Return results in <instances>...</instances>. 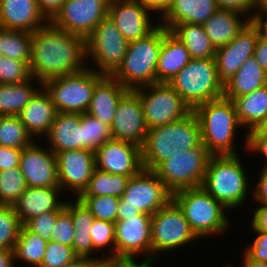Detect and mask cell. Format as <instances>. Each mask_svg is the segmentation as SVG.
<instances>
[{
  "mask_svg": "<svg viewBox=\"0 0 267 267\" xmlns=\"http://www.w3.org/2000/svg\"><path fill=\"white\" fill-rule=\"evenodd\" d=\"M191 59L185 45L164 27V38L156 68V83H169Z\"/></svg>",
  "mask_w": 267,
  "mask_h": 267,
  "instance_id": "27",
  "label": "cell"
},
{
  "mask_svg": "<svg viewBox=\"0 0 267 267\" xmlns=\"http://www.w3.org/2000/svg\"><path fill=\"white\" fill-rule=\"evenodd\" d=\"M197 240L199 238L173 199L151 216V260L156 261L160 252L162 255Z\"/></svg>",
  "mask_w": 267,
  "mask_h": 267,
  "instance_id": "10",
  "label": "cell"
},
{
  "mask_svg": "<svg viewBox=\"0 0 267 267\" xmlns=\"http://www.w3.org/2000/svg\"><path fill=\"white\" fill-rule=\"evenodd\" d=\"M245 146L243 149L249 151L250 153H258L265 159V164L262 168L267 169V135H245Z\"/></svg>",
  "mask_w": 267,
  "mask_h": 267,
  "instance_id": "51",
  "label": "cell"
},
{
  "mask_svg": "<svg viewBox=\"0 0 267 267\" xmlns=\"http://www.w3.org/2000/svg\"><path fill=\"white\" fill-rule=\"evenodd\" d=\"M258 182H256V186L252 188L253 197L256 203H262L267 205V169H260ZM255 188V189H254Z\"/></svg>",
  "mask_w": 267,
  "mask_h": 267,
  "instance_id": "54",
  "label": "cell"
},
{
  "mask_svg": "<svg viewBox=\"0 0 267 267\" xmlns=\"http://www.w3.org/2000/svg\"><path fill=\"white\" fill-rule=\"evenodd\" d=\"M91 267H105L101 262H95Z\"/></svg>",
  "mask_w": 267,
  "mask_h": 267,
  "instance_id": "64",
  "label": "cell"
},
{
  "mask_svg": "<svg viewBox=\"0 0 267 267\" xmlns=\"http://www.w3.org/2000/svg\"><path fill=\"white\" fill-rule=\"evenodd\" d=\"M96 168L132 178L142 169L141 147L126 141L110 140L95 152Z\"/></svg>",
  "mask_w": 267,
  "mask_h": 267,
  "instance_id": "19",
  "label": "cell"
},
{
  "mask_svg": "<svg viewBox=\"0 0 267 267\" xmlns=\"http://www.w3.org/2000/svg\"><path fill=\"white\" fill-rule=\"evenodd\" d=\"M45 138L48 148L55 154L65 150L83 149L80 113L57 112Z\"/></svg>",
  "mask_w": 267,
  "mask_h": 267,
  "instance_id": "24",
  "label": "cell"
},
{
  "mask_svg": "<svg viewBox=\"0 0 267 267\" xmlns=\"http://www.w3.org/2000/svg\"><path fill=\"white\" fill-rule=\"evenodd\" d=\"M236 155H211L202 187L225 208L235 210L244 206L249 197V176ZM247 173V174H246Z\"/></svg>",
  "mask_w": 267,
  "mask_h": 267,
  "instance_id": "3",
  "label": "cell"
},
{
  "mask_svg": "<svg viewBox=\"0 0 267 267\" xmlns=\"http://www.w3.org/2000/svg\"><path fill=\"white\" fill-rule=\"evenodd\" d=\"M49 21L36 0H0V27L33 33Z\"/></svg>",
  "mask_w": 267,
  "mask_h": 267,
  "instance_id": "23",
  "label": "cell"
},
{
  "mask_svg": "<svg viewBox=\"0 0 267 267\" xmlns=\"http://www.w3.org/2000/svg\"><path fill=\"white\" fill-rule=\"evenodd\" d=\"M130 177L111 174L95 168L87 187L79 196H103L110 195L121 197L127 188Z\"/></svg>",
  "mask_w": 267,
  "mask_h": 267,
  "instance_id": "36",
  "label": "cell"
},
{
  "mask_svg": "<svg viewBox=\"0 0 267 267\" xmlns=\"http://www.w3.org/2000/svg\"><path fill=\"white\" fill-rule=\"evenodd\" d=\"M31 43L32 33L0 27V56L30 62Z\"/></svg>",
  "mask_w": 267,
  "mask_h": 267,
  "instance_id": "37",
  "label": "cell"
},
{
  "mask_svg": "<svg viewBox=\"0 0 267 267\" xmlns=\"http://www.w3.org/2000/svg\"><path fill=\"white\" fill-rule=\"evenodd\" d=\"M86 208L93 214L95 219L116 222L119 197L103 196H78Z\"/></svg>",
  "mask_w": 267,
  "mask_h": 267,
  "instance_id": "42",
  "label": "cell"
},
{
  "mask_svg": "<svg viewBox=\"0 0 267 267\" xmlns=\"http://www.w3.org/2000/svg\"><path fill=\"white\" fill-rule=\"evenodd\" d=\"M110 130L113 140L143 145L148 127L140 98L132 90L119 101Z\"/></svg>",
  "mask_w": 267,
  "mask_h": 267,
  "instance_id": "18",
  "label": "cell"
},
{
  "mask_svg": "<svg viewBox=\"0 0 267 267\" xmlns=\"http://www.w3.org/2000/svg\"><path fill=\"white\" fill-rule=\"evenodd\" d=\"M86 39L54 27L50 22L32 33L30 72L44 81L86 66Z\"/></svg>",
  "mask_w": 267,
  "mask_h": 267,
  "instance_id": "1",
  "label": "cell"
},
{
  "mask_svg": "<svg viewBox=\"0 0 267 267\" xmlns=\"http://www.w3.org/2000/svg\"><path fill=\"white\" fill-rule=\"evenodd\" d=\"M96 261L88 257H77L62 267H91Z\"/></svg>",
  "mask_w": 267,
  "mask_h": 267,
  "instance_id": "59",
  "label": "cell"
},
{
  "mask_svg": "<svg viewBox=\"0 0 267 267\" xmlns=\"http://www.w3.org/2000/svg\"><path fill=\"white\" fill-rule=\"evenodd\" d=\"M267 15V0H257L254 20Z\"/></svg>",
  "mask_w": 267,
  "mask_h": 267,
  "instance_id": "61",
  "label": "cell"
},
{
  "mask_svg": "<svg viewBox=\"0 0 267 267\" xmlns=\"http://www.w3.org/2000/svg\"><path fill=\"white\" fill-rule=\"evenodd\" d=\"M193 111L197 106L223 97L214 58H192L168 83Z\"/></svg>",
  "mask_w": 267,
  "mask_h": 267,
  "instance_id": "7",
  "label": "cell"
},
{
  "mask_svg": "<svg viewBox=\"0 0 267 267\" xmlns=\"http://www.w3.org/2000/svg\"><path fill=\"white\" fill-rule=\"evenodd\" d=\"M57 111L49 94L41 87L23 108L18 117L27 132L36 137L46 136L53 124Z\"/></svg>",
  "mask_w": 267,
  "mask_h": 267,
  "instance_id": "26",
  "label": "cell"
},
{
  "mask_svg": "<svg viewBox=\"0 0 267 267\" xmlns=\"http://www.w3.org/2000/svg\"><path fill=\"white\" fill-rule=\"evenodd\" d=\"M137 257H108L100 261L105 267H153L155 260L143 257L142 263L136 261ZM154 263V264H153Z\"/></svg>",
  "mask_w": 267,
  "mask_h": 267,
  "instance_id": "50",
  "label": "cell"
},
{
  "mask_svg": "<svg viewBox=\"0 0 267 267\" xmlns=\"http://www.w3.org/2000/svg\"><path fill=\"white\" fill-rule=\"evenodd\" d=\"M262 30V34L267 38V15L256 20Z\"/></svg>",
  "mask_w": 267,
  "mask_h": 267,
  "instance_id": "63",
  "label": "cell"
},
{
  "mask_svg": "<svg viewBox=\"0 0 267 267\" xmlns=\"http://www.w3.org/2000/svg\"><path fill=\"white\" fill-rule=\"evenodd\" d=\"M201 144L200 124L193 111L176 122L149 128L141 146L143 169L154 171L165 160Z\"/></svg>",
  "mask_w": 267,
  "mask_h": 267,
  "instance_id": "2",
  "label": "cell"
},
{
  "mask_svg": "<svg viewBox=\"0 0 267 267\" xmlns=\"http://www.w3.org/2000/svg\"><path fill=\"white\" fill-rule=\"evenodd\" d=\"M14 250L0 249V267H14Z\"/></svg>",
  "mask_w": 267,
  "mask_h": 267,
  "instance_id": "58",
  "label": "cell"
},
{
  "mask_svg": "<svg viewBox=\"0 0 267 267\" xmlns=\"http://www.w3.org/2000/svg\"><path fill=\"white\" fill-rule=\"evenodd\" d=\"M21 154L22 149L0 146V171L19 167Z\"/></svg>",
  "mask_w": 267,
  "mask_h": 267,
  "instance_id": "52",
  "label": "cell"
},
{
  "mask_svg": "<svg viewBox=\"0 0 267 267\" xmlns=\"http://www.w3.org/2000/svg\"><path fill=\"white\" fill-rule=\"evenodd\" d=\"M21 227L14 207L0 205V249L14 250Z\"/></svg>",
  "mask_w": 267,
  "mask_h": 267,
  "instance_id": "41",
  "label": "cell"
},
{
  "mask_svg": "<svg viewBox=\"0 0 267 267\" xmlns=\"http://www.w3.org/2000/svg\"><path fill=\"white\" fill-rule=\"evenodd\" d=\"M58 183L62 192L77 198L87 187L96 168L95 153L88 149L56 153Z\"/></svg>",
  "mask_w": 267,
  "mask_h": 267,
  "instance_id": "16",
  "label": "cell"
},
{
  "mask_svg": "<svg viewBox=\"0 0 267 267\" xmlns=\"http://www.w3.org/2000/svg\"><path fill=\"white\" fill-rule=\"evenodd\" d=\"M261 33L259 24L251 20L233 40L216 49L214 59L218 80L223 86L229 82L242 64L253 56Z\"/></svg>",
  "mask_w": 267,
  "mask_h": 267,
  "instance_id": "15",
  "label": "cell"
},
{
  "mask_svg": "<svg viewBox=\"0 0 267 267\" xmlns=\"http://www.w3.org/2000/svg\"><path fill=\"white\" fill-rule=\"evenodd\" d=\"M218 10H231L245 14L254 20L257 0H215Z\"/></svg>",
  "mask_w": 267,
  "mask_h": 267,
  "instance_id": "48",
  "label": "cell"
},
{
  "mask_svg": "<svg viewBox=\"0 0 267 267\" xmlns=\"http://www.w3.org/2000/svg\"><path fill=\"white\" fill-rule=\"evenodd\" d=\"M29 63L0 56V84H19L30 80Z\"/></svg>",
  "mask_w": 267,
  "mask_h": 267,
  "instance_id": "44",
  "label": "cell"
},
{
  "mask_svg": "<svg viewBox=\"0 0 267 267\" xmlns=\"http://www.w3.org/2000/svg\"><path fill=\"white\" fill-rule=\"evenodd\" d=\"M250 21L243 13L217 10L203 27L212 45L217 49L233 40Z\"/></svg>",
  "mask_w": 267,
  "mask_h": 267,
  "instance_id": "30",
  "label": "cell"
},
{
  "mask_svg": "<svg viewBox=\"0 0 267 267\" xmlns=\"http://www.w3.org/2000/svg\"><path fill=\"white\" fill-rule=\"evenodd\" d=\"M34 141L18 116H0V146L24 149Z\"/></svg>",
  "mask_w": 267,
  "mask_h": 267,
  "instance_id": "38",
  "label": "cell"
},
{
  "mask_svg": "<svg viewBox=\"0 0 267 267\" xmlns=\"http://www.w3.org/2000/svg\"><path fill=\"white\" fill-rule=\"evenodd\" d=\"M26 188L19 167L0 171V205L13 206Z\"/></svg>",
  "mask_w": 267,
  "mask_h": 267,
  "instance_id": "40",
  "label": "cell"
},
{
  "mask_svg": "<svg viewBox=\"0 0 267 267\" xmlns=\"http://www.w3.org/2000/svg\"><path fill=\"white\" fill-rule=\"evenodd\" d=\"M202 144L211 155H236V133L241 125L232 100L221 97L197 106ZM235 138V139H234Z\"/></svg>",
  "mask_w": 267,
  "mask_h": 267,
  "instance_id": "4",
  "label": "cell"
},
{
  "mask_svg": "<svg viewBox=\"0 0 267 267\" xmlns=\"http://www.w3.org/2000/svg\"><path fill=\"white\" fill-rule=\"evenodd\" d=\"M62 193L60 187H27L13 205L21 224L50 211H63L67 199Z\"/></svg>",
  "mask_w": 267,
  "mask_h": 267,
  "instance_id": "22",
  "label": "cell"
},
{
  "mask_svg": "<svg viewBox=\"0 0 267 267\" xmlns=\"http://www.w3.org/2000/svg\"><path fill=\"white\" fill-rule=\"evenodd\" d=\"M132 91L140 98L148 129L176 122L192 112L168 83H154Z\"/></svg>",
  "mask_w": 267,
  "mask_h": 267,
  "instance_id": "13",
  "label": "cell"
},
{
  "mask_svg": "<svg viewBox=\"0 0 267 267\" xmlns=\"http://www.w3.org/2000/svg\"><path fill=\"white\" fill-rule=\"evenodd\" d=\"M252 212L253 218L250 222L251 230L256 229L260 232L267 233V205L258 203L256 209Z\"/></svg>",
  "mask_w": 267,
  "mask_h": 267,
  "instance_id": "53",
  "label": "cell"
},
{
  "mask_svg": "<svg viewBox=\"0 0 267 267\" xmlns=\"http://www.w3.org/2000/svg\"><path fill=\"white\" fill-rule=\"evenodd\" d=\"M232 101L241 128L246 127L248 133L267 116V85Z\"/></svg>",
  "mask_w": 267,
  "mask_h": 267,
  "instance_id": "32",
  "label": "cell"
},
{
  "mask_svg": "<svg viewBox=\"0 0 267 267\" xmlns=\"http://www.w3.org/2000/svg\"><path fill=\"white\" fill-rule=\"evenodd\" d=\"M172 199L182 210L195 235L202 240L222 235L233 227L227 219V208L211 196L203 187L179 190Z\"/></svg>",
  "mask_w": 267,
  "mask_h": 267,
  "instance_id": "6",
  "label": "cell"
},
{
  "mask_svg": "<svg viewBox=\"0 0 267 267\" xmlns=\"http://www.w3.org/2000/svg\"><path fill=\"white\" fill-rule=\"evenodd\" d=\"M128 91L112 75H104L95 85L87 113L111 127L119 101Z\"/></svg>",
  "mask_w": 267,
  "mask_h": 267,
  "instance_id": "25",
  "label": "cell"
},
{
  "mask_svg": "<svg viewBox=\"0 0 267 267\" xmlns=\"http://www.w3.org/2000/svg\"><path fill=\"white\" fill-rule=\"evenodd\" d=\"M267 85V71L249 57L223 86V97L229 100L241 97Z\"/></svg>",
  "mask_w": 267,
  "mask_h": 267,
  "instance_id": "31",
  "label": "cell"
},
{
  "mask_svg": "<svg viewBox=\"0 0 267 267\" xmlns=\"http://www.w3.org/2000/svg\"><path fill=\"white\" fill-rule=\"evenodd\" d=\"M243 265L241 267H267V262H260L251 259L245 252L243 253Z\"/></svg>",
  "mask_w": 267,
  "mask_h": 267,
  "instance_id": "62",
  "label": "cell"
},
{
  "mask_svg": "<svg viewBox=\"0 0 267 267\" xmlns=\"http://www.w3.org/2000/svg\"><path fill=\"white\" fill-rule=\"evenodd\" d=\"M77 257L72 247L51 240L46 244L40 267H62Z\"/></svg>",
  "mask_w": 267,
  "mask_h": 267,
  "instance_id": "45",
  "label": "cell"
},
{
  "mask_svg": "<svg viewBox=\"0 0 267 267\" xmlns=\"http://www.w3.org/2000/svg\"><path fill=\"white\" fill-rule=\"evenodd\" d=\"M170 32L185 45L191 58H214L216 49L206 35L203 25L179 23Z\"/></svg>",
  "mask_w": 267,
  "mask_h": 267,
  "instance_id": "34",
  "label": "cell"
},
{
  "mask_svg": "<svg viewBox=\"0 0 267 267\" xmlns=\"http://www.w3.org/2000/svg\"><path fill=\"white\" fill-rule=\"evenodd\" d=\"M172 199V193L154 171L142 169L129 179L120 197L116 220H125L140 213L153 215Z\"/></svg>",
  "mask_w": 267,
  "mask_h": 267,
  "instance_id": "8",
  "label": "cell"
},
{
  "mask_svg": "<svg viewBox=\"0 0 267 267\" xmlns=\"http://www.w3.org/2000/svg\"><path fill=\"white\" fill-rule=\"evenodd\" d=\"M128 41L109 16L102 19L86 38V60H91L94 71L112 75L122 64Z\"/></svg>",
  "mask_w": 267,
  "mask_h": 267,
  "instance_id": "11",
  "label": "cell"
},
{
  "mask_svg": "<svg viewBox=\"0 0 267 267\" xmlns=\"http://www.w3.org/2000/svg\"><path fill=\"white\" fill-rule=\"evenodd\" d=\"M164 38V26L146 37L128 43L122 64L112 74L126 89L134 90L156 83L158 55Z\"/></svg>",
  "mask_w": 267,
  "mask_h": 267,
  "instance_id": "5",
  "label": "cell"
},
{
  "mask_svg": "<svg viewBox=\"0 0 267 267\" xmlns=\"http://www.w3.org/2000/svg\"><path fill=\"white\" fill-rule=\"evenodd\" d=\"M62 211H50L30 219L25 226L32 232L39 234L45 241H51V233L54 229L58 215Z\"/></svg>",
  "mask_w": 267,
  "mask_h": 267,
  "instance_id": "47",
  "label": "cell"
},
{
  "mask_svg": "<svg viewBox=\"0 0 267 267\" xmlns=\"http://www.w3.org/2000/svg\"><path fill=\"white\" fill-rule=\"evenodd\" d=\"M253 56L257 63L267 71V38L262 33L257 39Z\"/></svg>",
  "mask_w": 267,
  "mask_h": 267,
  "instance_id": "57",
  "label": "cell"
},
{
  "mask_svg": "<svg viewBox=\"0 0 267 267\" xmlns=\"http://www.w3.org/2000/svg\"><path fill=\"white\" fill-rule=\"evenodd\" d=\"M115 257L151 259V215L140 213L125 220H116Z\"/></svg>",
  "mask_w": 267,
  "mask_h": 267,
  "instance_id": "17",
  "label": "cell"
},
{
  "mask_svg": "<svg viewBox=\"0 0 267 267\" xmlns=\"http://www.w3.org/2000/svg\"><path fill=\"white\" fill-rule=\"evenodd\" d=\"M47 241L39 234L22 225L14 247L15 261H21L27 267H40L45 255Z\"/></svg>",
  "mask_w": 267,
  "mask_h": 267,
  "instance_id": "35",
  "label": "cell"
},
{
  "mask_svg": "<svg viewBox=\"0 0 267 267\" xmlns=\"http://www.w3.org/2000/svg\"><path fill=\"white\" fill-rule=\"evenodd\" d=\"M143 7H145L151 14L153 12L159 13V17L162 18L167 12L174 0H136ZM161 15V16H160Z\"/></svg>",
  "mask_w": 267,
  "mask_h": 267,
  "instance_id": "56",
  "label": "cell"
},
{
  "mask_svg": "<svg viewBox=\"0 0 267 267\" xmlns=\"http://www.w3.org/2000/svg\"><path fill=\"white\" fill-rule=\"evenodd\" d=\"M149 13L136 0H110L109 2L108 16L128 42L146 37L158 26L159 22L152 23L149 15L153 14Z\"/></svg>",
  "mask_w": 267,
  "mask_h": 267,
  "instance_id": "20",
  "label": "cell"
},
{
  "mask_svg": "<svg viewBox=\"0 0 267 267\" xmlns=\"http://www.w3.org/2000/svg\"><path fill=\"white\" fill-rule=\"evenodd\" d=\"M36 140L22 149L19 168L27 187H59L56 154Z\"/></svg>",
  "mask_w": 267,
  "mask_h": 267,
  "instance_id": "21",
  "label": "cell"
},
{
  "mask_svg": "<svg viewBox=\"0 0 267 267\" xmlns=\"http://www.w3.org/2000/svg\"><path fill=\"white\" fill-rule=\"evenodd\" d=\"M74 228L71 214L64 209L57 217L51 240L72 247Z\"/></svg>",
  "mask_w": 267,
  "mask_h": 267,
  "instance_id": "46",
  "label": "cell"
},
{
  "mask_svg": "<svg viewBox=\"0 0 267 267\" xmlns=\"http://www.w3.org/2000/svg\"><path fill=\"white\" fill-rule=\"evenodd\" d=\"M91 240L95 251L108 249L104 258L115 257V224L110 221L95 219L90 230ZM108 246V248H106ZM110 248V249H109Z\"/></svg>",
  "mask_w": 267,
  "mask_h": 267,
  "instance_id": "43",
  "label": "cell"
},
{
  "mask_svg": "<svg viewBox=\"0 0 267 267\" xmlns=\"http://www.w3.org/2000/svg\"><path fill=\"white\" fill-rule=\"evenodd\" d=\"M226 267H234V265H232V264L229 265V264H228Z\"/></svg>",
  "mask_w": 267,
  "mask_h": 267,
  "instance_id": "65",
  "label": "cell"
},
{
  "mask_svg": "<svg viewBox=\"0 0 267 267\" xmlns=\"http://www.w3.org/2000/svg\"><path fill=\"white\" fill-rule=\"evenodd\" d=\"M211 154L201 144L162 162L154 172L173 194L179 190L202 187Z\"/></svg>",
  "mask_w": 267,
  "mask_h": 267,
  "instance_id": "12",
  "label": "cell"
},
{
  "mask_svg": "<svg viewBox=\"0 0 267 267\" xmlns=\"http://www.w3.org/2000/svg\"><path fill=\"white\" fill-rule=\"evenodd\" d=\"M256 238L244 248V252L251 258L260 262H267V233L253 229Z\"/></svg>",
  "mask_w": 267,
  "mask_h": 267,
  "instance_id": "49",
  "label": "cell"
},
{
  "mask_svg": "<svg viewBox=\"0 0 267 267\" xmlns=\"http://www.w3.org/2000/svg\"><path fill=\"white\" fill-rule=\"evenodd\" d=\"M103 76L88 66L82 71L48 79L42 87L57 112L81 114L88 111L95 85Z\"/></svg>",
  "mask_w": 267,
  "mask_h": 267,
  "instance_id": "9",
  "label": "cell"
},
{
  "mask_svg": "<svg viewBox=\"0 0 267 267\" xmlns=\"http://www.w3.org/2000/svg\"><path fill=\"white\" fill-rule=\"evenodd\" d=\"M247 135H267V116L254 129L250 130Z\"/></svg>",
  "mask_w": 267,
  "mask_h": 267,
  "instance_id": "60",
  "label": "cell"
},
{
  "mask_svg": "<svg viewBox=\"0 0 267 267\" xmlns=\"http://www.w3.org/2000/svg\"><path fill=\"white\" fill-rule=\"evenodd\" d=\"M71 201H65V209L71 214L74 228L73 251L78 257H88L100 262L104 257L102 254H100L101 257L93 255L95 253L97 255L98 252L94 250L90 234L95 217L78 198Z\"/></svg>",
  "mask_w": 267,
  "mask_h": 267,
  "instance_id": "28",
  "label": "cell"
},
{
  "mask_svg": "<svg viewBox=\"0 0 267 267\" xmlns=\"http://www.w3.org/2000/svg\"><path fill=\"white\" fill-rule=\"evenodd\" d=\"M217 10L215 0H174L159 24L169 31L179 23L203 25Z\"/></svg>",
  "mask_w": 267,
  "mask_h": 267,
  "instance_id": "29",
  "label": "cell"
},
{
  "mask_svg": "<svg viewBox=\"0 0 267 267\" xmlns=\"http://www.w3.org/2000/svg\"><path fill=\"white\" fill-rule=\"evenodd\" d=\"M66 0H36L41 13L50 21Z\"/></svg>",
  "mask_w": 267,
  "mask_h": 267,
  "instance_id": "55",
  "label": "cell"
},
{
  "mask_svg": "<svg viewBox=\"0 0 267 267\" xmlns=\"http://www.w3.org/2000/svg\"><path fill=\"white\" fill-rule=\"evenodd\" d=\"M83 149L95 152L103 143L112 140L110 127L89 113H81Z\"/></svg>",
  "mask_w": 267,
  "mask_h": 267,
  "instance_id": "39",
  "label": "cell"
},
{
  "mask_svg": "<svg viewBox=\"0 0 267 267\" xmlns=\"http://www.w3.org/2000/svg\"><path fill=\"white\" fill-rule=\"evenodd\" d=\"M41 87L34 77L19 84H0V116H18Z\"/></svg>",
  "mask_w": 267,
  "mask_h": 267,
  "instance_id": "33",
  "label": "cell"
},
{
  "mask_svg": "<svg viewBox=\"0 0 267 267\" xmlns=\"http://www.w3.org/2000/svg\"><path fill=\"white\" fill-rule=\"evenodd\" d=\"M110 0H66L49 21L54 27L85 39L108 16Z\"/></svg>",
  "mask_w": 267,
  "mask_h": 267,
  "instance_id": "14",
  "label": "cell"
}]
</instances>
